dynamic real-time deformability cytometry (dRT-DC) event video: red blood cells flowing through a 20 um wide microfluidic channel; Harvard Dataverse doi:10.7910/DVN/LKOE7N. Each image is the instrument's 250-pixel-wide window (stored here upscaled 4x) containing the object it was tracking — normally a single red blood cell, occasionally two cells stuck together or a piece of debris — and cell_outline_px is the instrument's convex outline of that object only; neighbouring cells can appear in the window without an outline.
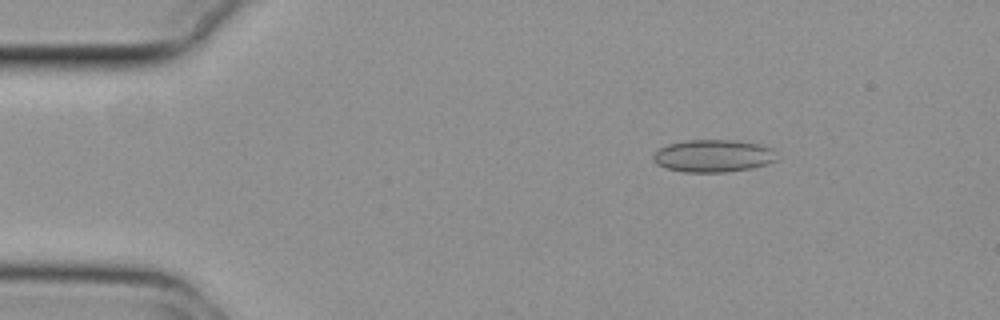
{"species": "common noctule bat (a hibernating species)", "species_latin": "Nyctalus noctula", "temperature_condition": "cold", "stored_images_in_passage": 8, "camera_frame_rate_fps": 3000, "um_per_image_px": 0.085, "animal": {"sex": "female", "body_mass_g": 29.2, "forearm_length_mm": 56.3}, "frame": {"image": 1, "passage_image": 1, "time_ms": 0.0, "image_size_px": [1000, 320], "cell_outline_px": [[780, 160], [768, 164], [752, 168], [724, 172], [684, 172], [668, 168], [656, 164], [652, 160], [652, 156], [660, 148], [668, 144], [688, 140], [732, 140], [760, 144], [772, 148]], "centroid_in_image_um": [60.67, 13.25], "position_along_channel_um": 24.3, "area_um2": 23.52}}